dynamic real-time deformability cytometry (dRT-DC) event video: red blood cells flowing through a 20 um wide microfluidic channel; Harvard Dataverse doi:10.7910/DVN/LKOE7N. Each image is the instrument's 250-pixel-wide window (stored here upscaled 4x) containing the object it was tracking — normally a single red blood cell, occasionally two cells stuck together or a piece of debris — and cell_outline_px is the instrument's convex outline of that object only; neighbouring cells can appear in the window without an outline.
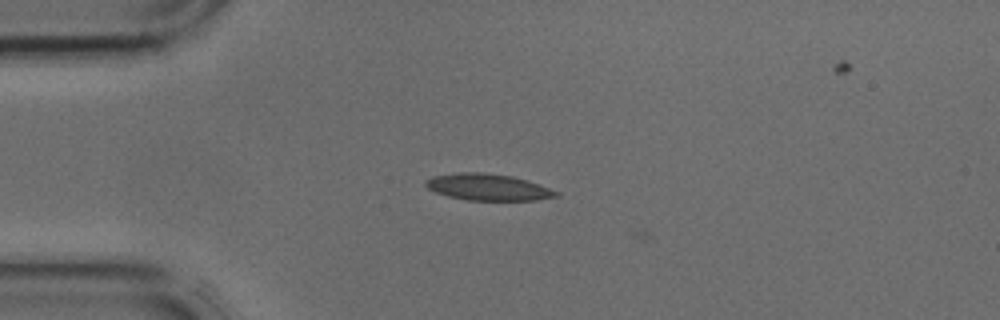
{"species": "common noctule bat (a hibernating species)", "species_latin": "Nyctalus noctula", "temperature_condition": "cold", "stored_images_in_passage": 5, "camera_frame_rate_fps": 3000, "um_per_image_px": 0.085, "animal": {"sex": "male", "body_mass_g": 17.9, "forearm_length_mm": 54.2}, "frame": {"image": 1, "passage_image": 2, "time_ms": 0.333, "image_size_px": [1000, 320], "cell_outline_px": [[560, 196], [536, 200], [468, 200], [448, 196], [436, 192], [428, 188], [424, 184], [424, 180], [432, 176], [456, 172], [484, 172], [512, 176], [560, 192]], "centroid_in_image_um": [41.43, 15.9], "position_along_channel_um": 43.6, "area_um2": 20.11}}